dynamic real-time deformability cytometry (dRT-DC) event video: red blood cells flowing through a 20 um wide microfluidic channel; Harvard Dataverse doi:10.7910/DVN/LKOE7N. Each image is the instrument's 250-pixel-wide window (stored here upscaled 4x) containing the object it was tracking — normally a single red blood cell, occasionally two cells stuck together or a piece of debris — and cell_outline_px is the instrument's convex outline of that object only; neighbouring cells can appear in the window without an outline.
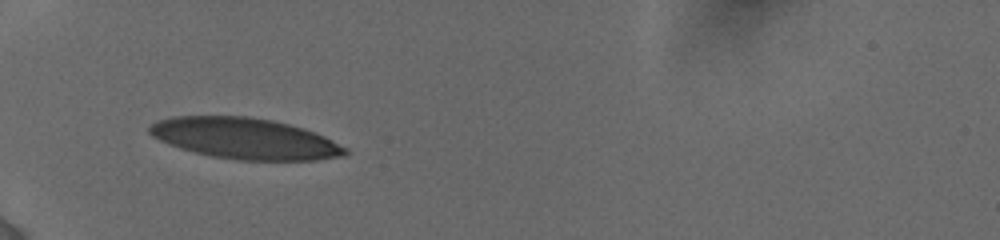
{"species": "human", "species_latin": "Homo sapiens", "temperature_condition": "cold", "stored_images_in_passage": 40, "camera_frame_rate_fps": 3000, "um_per_image_px": 0.085, "donor": {"sex": "female"}, "frame": {"image": 1, "passage_image": 1, "time_ms": 0.0, "image_size_px": [1000, 240], "cell_outline_px": [[348, 152], [344, 156], [316, 160], [236, 160], [212, 156], [180, 148], [168, 144], [152, 136], [148, 132], [148, 128], [152, 124], [160, 120], [172, 116], [248, 116], [272, 120], [304, 128], [324, 136], [348, 148]], "centroid_in_image_um": [20.83, 11.77], "position_along_channel_um": 64.2, "area_um2": 46.7}}
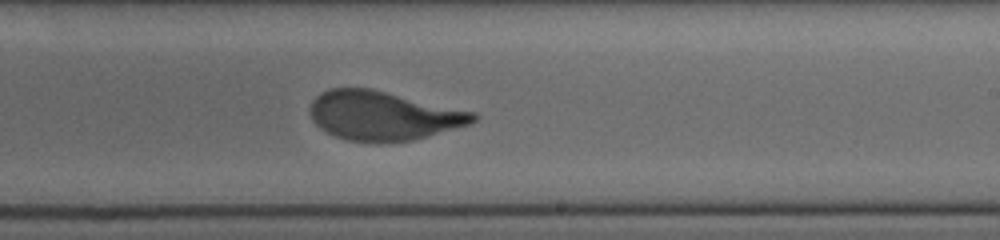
{"frame": {"image": 2, "passage_image": 24, "time_ms": 5.333, "image_size_px": [1000, 240], "cell_outline_px": [[480, 116], [472, 124], [412, 140], [380, 144], [348, 140], [336, 136], [320, 128], [312, 120], [308, 112], [312, 100], [320, 92], [328, 88], [372, 88], [476, 112]], "centroid_in_image_um": [32.58, 9.83], "position_along_channel_um": 256.4, "area_um2": 47.34}}
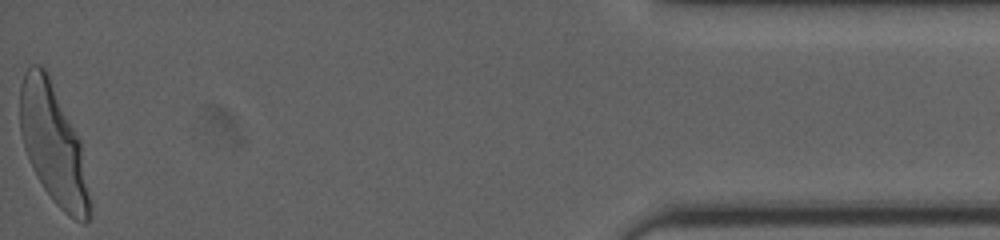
{"frame": {"image": 3, "passage_image": 40, "time_ms": 11.667, "image_size_px": [1000, 240], "cell_outline_px": [[92, 208], [88, 220], [84, 224], [68, 216], [52, 200], [36, 176], [24, 148], [20, 132], [20, 84], [24, 72], [32, 64], [40, 64], [44, 68], [80, 140]], "centroid_in_image_um": [4.52, 12.31], "position_along_channel_um": 430.7, "area_um2": 47.97}, "authors_computed_cell_mechanics": {"area_um2": 47.0492, "velocity_mm_per_s": 3.8498, "shape_relaxation_time_tau1_ms": 3.6885, "shape_relaxation_time_tau2_ms": null, "deformation_change_tau1": 0.1888, "deformation_change_tau2": null}}